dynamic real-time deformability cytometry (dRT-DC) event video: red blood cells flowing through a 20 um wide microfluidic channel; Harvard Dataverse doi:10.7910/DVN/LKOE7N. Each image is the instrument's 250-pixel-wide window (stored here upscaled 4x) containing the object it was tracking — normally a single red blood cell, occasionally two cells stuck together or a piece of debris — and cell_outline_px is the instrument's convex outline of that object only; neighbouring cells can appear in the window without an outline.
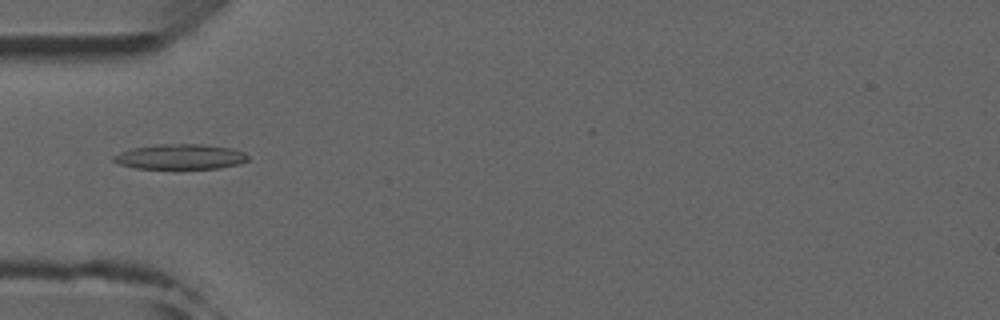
{"species": "common noctule bat (a hibernating species)", "species_latin": "Nyctalus noctula", "temperature_condition": "room temperature", "stored_images_in_passage": 4, "camera_frame_rate_fps": 3000, "um_per_image_px": 0.085, "animal": {"sex": "male", "forearm_length_mm": 52.5}, "frame": {"image": 1, "passage_image": 4, "time_ms": 3.333, "image_size_px": [1000, 320], "cell_outline_px": [[248, 160], [240, 164], [216, 168], [136, 168], [120, 164], [112, 160], [112, 156], [120, 152], [132, 148], [156, 144], [200, 144], [232, 148], [244, 152], [248, 156]], "centroid_in_image_um": [15.32, 13.31], "position_along_channel_um": 69.7, "area_um2": 19.59}}